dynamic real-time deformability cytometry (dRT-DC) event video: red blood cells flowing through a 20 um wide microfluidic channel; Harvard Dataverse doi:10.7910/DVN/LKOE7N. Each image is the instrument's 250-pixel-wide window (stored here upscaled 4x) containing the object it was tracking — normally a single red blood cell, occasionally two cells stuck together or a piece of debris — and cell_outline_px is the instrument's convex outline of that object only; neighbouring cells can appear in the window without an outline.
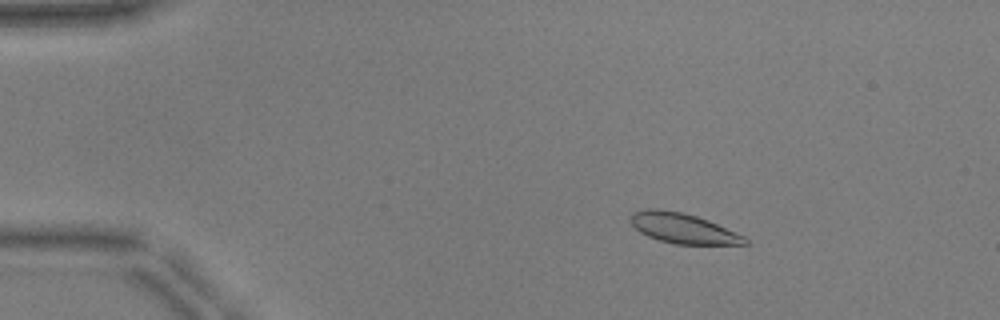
{"species": "common noctule bat (a hibernating species)", "species_latin": "Nyctalus noctula", "temperature_condition": "warm", "stored_images_in_passage": 52, "camera_frame_rate_fps": 3000, "um_per_image_px": 0.085, "animal": {"sex": "male", "body_mass_g": 17.9, "forearm_length_mm": 54.2}, "frame": {"image": 1, "passage_image": 9, "time_ms": 2.667, "image_size_px": [1000, 320], "cell_outline_px": [[748, 244], [676, 244], [660, 240], [648, 236], [640, 232], [628, 220], [628, 216], [632, 212], [648, 208], [656, 208], [684, 212], [708, 220], [744, 236], [748, 240]], "centroid_in_image_um": [58.0, 19.38], "position_along_channel_um": 27.0, "area_um2": 20.06}}
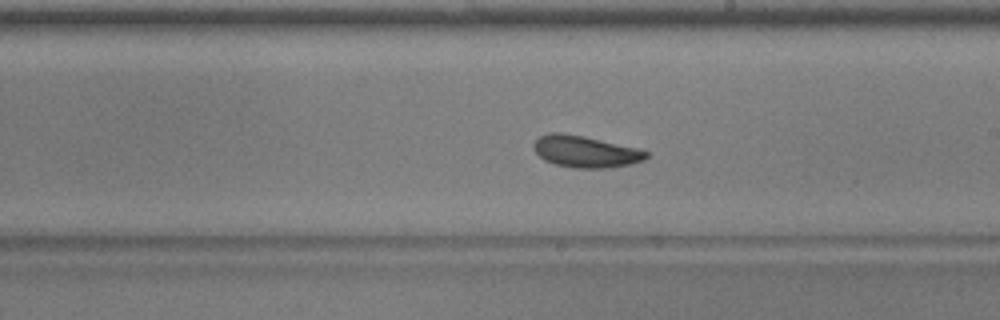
{"frame": {"image": 2, "passage_image": 31, "time_ms": 10.0, "image_size_px": [1000, 320], "cell_outline_px": [[648, 156], [644, 160], [628, 164], [608, 168], [572, 168], [556, 164], [544, 160], [532, 148], [532, 144], [540, 136], [548, 132], [560, 132], [584, 136], [640, 148], [648, 152]], "centroid_in_image_um": [49.75, 12.87], "position_along_channel_um": 239.2, "area_um2": 20.92}}
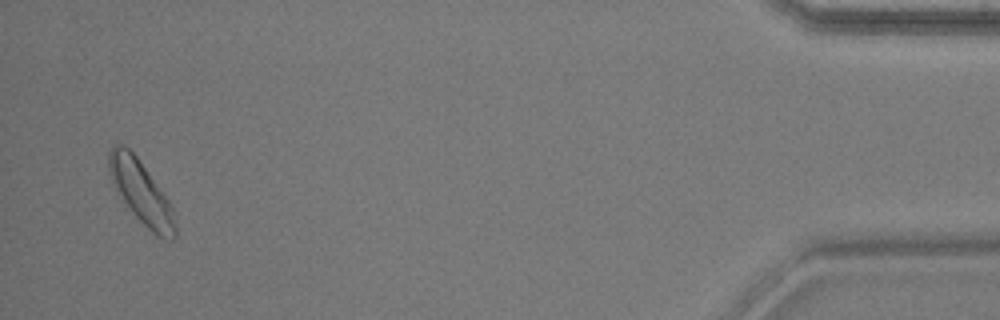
{"frame": {"image": 3, "passage_image": 51, "time_ms": 16.667, "image_size_px": [1000, 320], "cell_outline_px": [[176, 236], [172, 240], [156, 236], [136, 216], [116, 192], [112, 184], [108, 172], [108, 152], [112, 144], [124, 144], [136, 156], [168, 200], [172, 208], [176, 220]], "centroid_in_image_um": [11.96, 16.32], "position_along_channel_um": 423.2, "area_um2": 24.1}, "authors_computed_cell_mechanics": {"area_um2": 20.4034, "velocity_mm_per_s": 3.895, "shape_relaxation_time_tau1_ms": 5.821, "shape_relaxation_time_tau2_ms": 2.9566, "deformation_change_tau1": 0.218, "deformation_change_tau2": 0.1055}}